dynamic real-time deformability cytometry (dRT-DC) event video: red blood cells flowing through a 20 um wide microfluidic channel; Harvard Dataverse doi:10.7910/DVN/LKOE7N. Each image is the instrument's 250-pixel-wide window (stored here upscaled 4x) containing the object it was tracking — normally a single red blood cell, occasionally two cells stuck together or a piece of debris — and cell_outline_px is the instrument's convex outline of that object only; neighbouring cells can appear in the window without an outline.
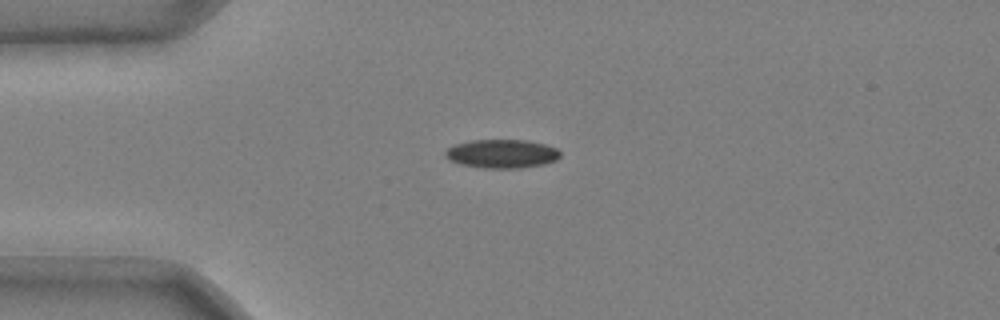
{"species": "common noctule bat (a hibernating species)", "species_latin": "Nyctalus noctula", "temperature_condition": "cold", "stored_images_in_passage": 38, "camera_frame_rate_fps": 3000, "um_per_image_px": 0.085, "animal": {"sex": "male", "body_mass_g": 20.4}, "frame": {"image": 1, "passage_image": 1, "time_ms": 0.0, "image_size_px": [1000, 320], "cell_outline_px": [[560, 156], [556, 160], [544, 164], [516, 168], [484, 168], [464, 164], [452, 160], [444, 156], [444, 152], [448, 148], [456, 144], [472, 140], [528, 140], [544, 144], [556, 148], [560, 152]], "centroid_in_image_um": [42.68, 13.06], "position_along_channel_um": 42.3, "area_um2": 18.96}}
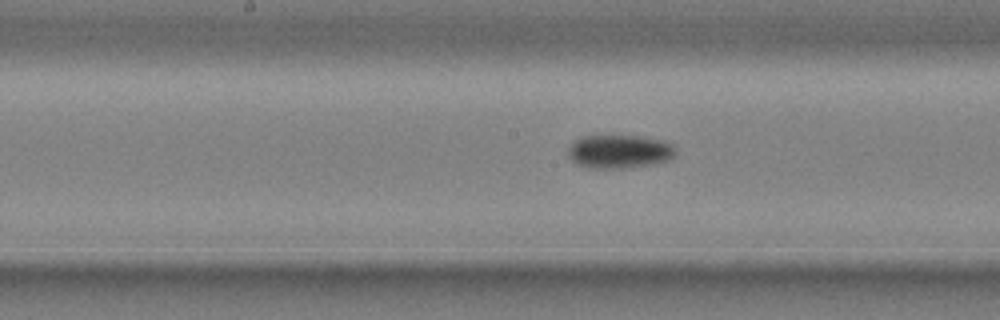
{"frame": {"image": 2, "passage_image": 15, "time_ms": 4.667, "image_size_px": [1000, 320], "cell_outline_px": [[676, 156], [668, 160], [652, 164], [628, 168], [588, 168], [576, 164], [568, 156], [568, 148], [580, 136], [644, 136], [664, 140], [672, 144], [676, 148]], "centroid_in_image_um": [52.68, 12.88], "position_along_channel_um": 195.5, "area_um2": 21.27}}
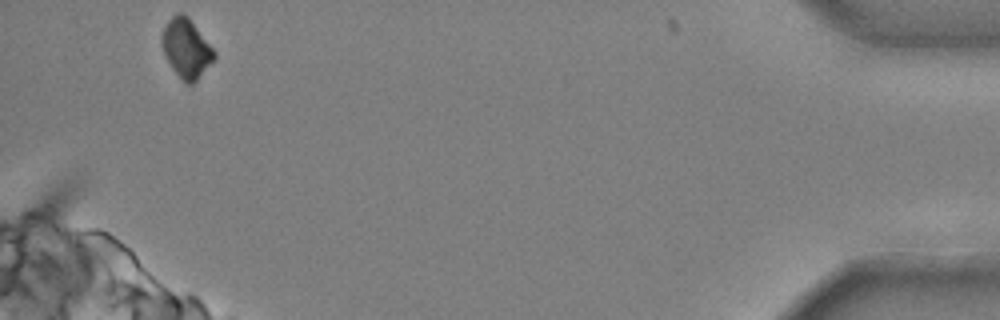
{"frame": {"image": 3, "passage_image": 38, "time_ms": 12.333, "image_size_px": [1000, 320], "cell_outline_px": [[216, 56], [196, 80], [192, 84], [188, 84], [172, 68], [160, 44], [160, 36], [164, 24], [176, 12], [184, 12], [188, 16], [216, 52]], "centroid_in_image_um": [15.8, 4.03], "position_along_channel_um": 419.4, "area_um2": 17.86}, "authors_computed_cell_mechanics": {"area_um2": 20.3456, "velocity_mm_per_s": 3.7221, "shape_relaxation_time_tau1_ms": 4.1392, "shape_relaxation_time_tau2_ms": null, "deformation_change_tau1": 0.1195, "deformation_change_tau2": null}}